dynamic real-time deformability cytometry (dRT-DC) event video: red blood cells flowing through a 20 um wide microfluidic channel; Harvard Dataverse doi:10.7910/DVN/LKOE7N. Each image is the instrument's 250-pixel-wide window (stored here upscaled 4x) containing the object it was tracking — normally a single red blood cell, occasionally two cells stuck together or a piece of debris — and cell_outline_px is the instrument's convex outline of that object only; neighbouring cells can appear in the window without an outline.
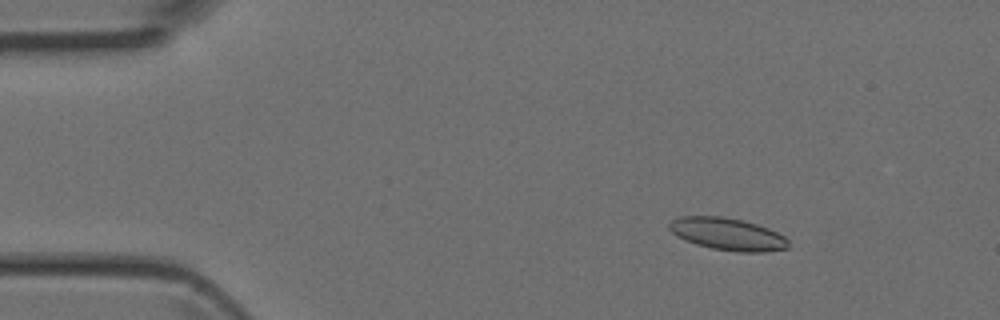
{"species": "Egyptian fruit bat (a non-hibernating species)", "species_latin": "Rousettus aegyptiacus", "temperature_condition": "room temperature", "stored_images_in_passage": 3, "camera_frame_rate_fps": 3000, "um_per_image_px": 0.085, "animal": {"sex": "female"}, "frame": {"image": 1, "passage_image": 2, "time_ms": 0.333, "image_size_px": [1000, 320], "cell_outline_px": [[788, 248], [764, 252], [736, 252], [712, 248], [696, 244], [684, 240], [676, 236], [668, 228], [668, 224], [672, 220], [680, 216], [720, 216], [744, 220], [768, 228], [784, 236], [788, 240]], "centroid_in_image_um": [61.82, 19.89], "position_along_channel_um": 23.2, "area_um2": 22.48}}